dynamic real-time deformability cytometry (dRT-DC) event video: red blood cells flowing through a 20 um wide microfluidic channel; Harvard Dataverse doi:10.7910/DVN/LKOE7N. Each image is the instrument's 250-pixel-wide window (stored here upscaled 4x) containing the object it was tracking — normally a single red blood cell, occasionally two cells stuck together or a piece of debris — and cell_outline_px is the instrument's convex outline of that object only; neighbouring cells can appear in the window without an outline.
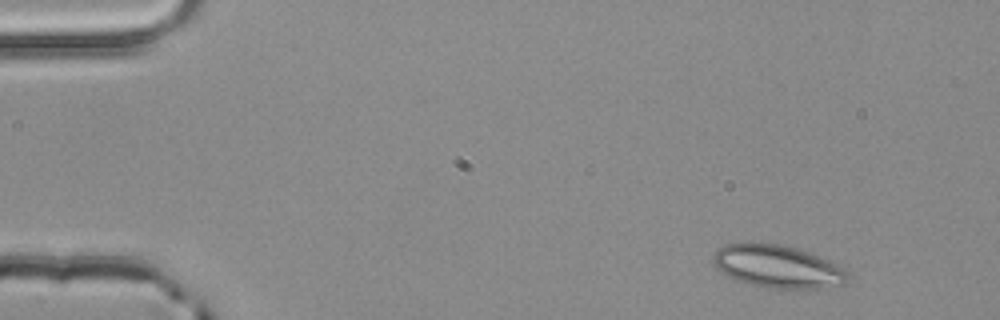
{"species": "common noctule bat (a hibernating species)", "species_latin": "Nyctalus noctula", "temperature_condition": "room temperature", "stored_images_in_passage": 3, "camera_frame_rate_fps": 3000, "um_per_image_px": 0.085, "animal": {"sex": "male", "body_mass_g": 20.4}, "frame": {"image": 1, "passage_image": 1, "time_ms": 0.0, "image_size_px": [1000, 320], "cell_outline_px": [[848, 280], [844, 284], [828, 288], [772, 288], [752, 284], [736, 280], [720, 272], [712, 264], [712, 256], [724, 244], [780, 244], [796, 248], [808, 252], [828, 260], [844, 268], [848, 272]], "centroid_in_image_um": [66.11, 22.67], "position_along_channel_um": 18.9, "area_um2": 33.23}}